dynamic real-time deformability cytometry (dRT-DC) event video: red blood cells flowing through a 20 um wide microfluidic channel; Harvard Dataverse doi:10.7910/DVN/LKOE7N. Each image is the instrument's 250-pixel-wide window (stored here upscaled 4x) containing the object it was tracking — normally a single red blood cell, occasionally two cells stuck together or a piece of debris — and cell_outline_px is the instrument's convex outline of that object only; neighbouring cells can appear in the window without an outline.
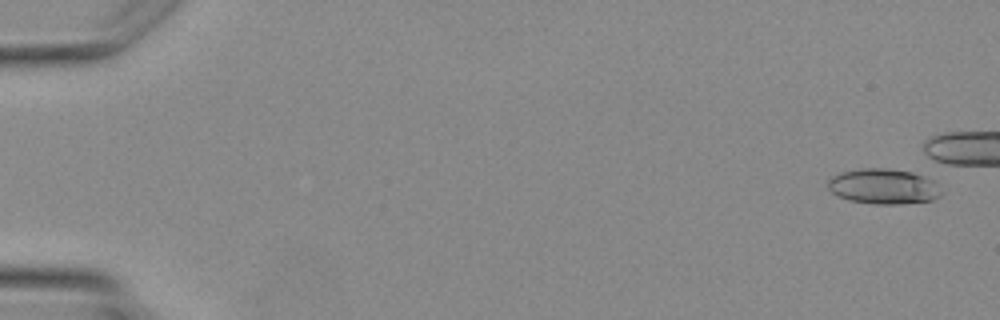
{"species": "Egyptian fruit bat (a non-hibernating species)", "species_latin": "Rousettus aegyptiacus", "temperature_condition": "warm", "stored_images_in_passage": 6, "camera_frame_rate_fps": 3000, "um_per_image_px": 0.085, "animal": {"sex": "female"}, "frame": {"image": 1, "passage_image": 1, "time_ms": 0.0, "image_size_px": [1000, 320], "cell_outline_px": [[944, 192], [940, 196], [932, 200], [900, 204], [876, 204], [848, 200], [836, 196], [828, 188], [828, 180], [832, 176], [840, 172], [864, 168], [888, 168], [912, 172], [924, 176], [932, 180]], "centroid_in_image_um": [75.09, 15.85], "position_along_channel_um": 9.9, "area_um2": 23.47}}